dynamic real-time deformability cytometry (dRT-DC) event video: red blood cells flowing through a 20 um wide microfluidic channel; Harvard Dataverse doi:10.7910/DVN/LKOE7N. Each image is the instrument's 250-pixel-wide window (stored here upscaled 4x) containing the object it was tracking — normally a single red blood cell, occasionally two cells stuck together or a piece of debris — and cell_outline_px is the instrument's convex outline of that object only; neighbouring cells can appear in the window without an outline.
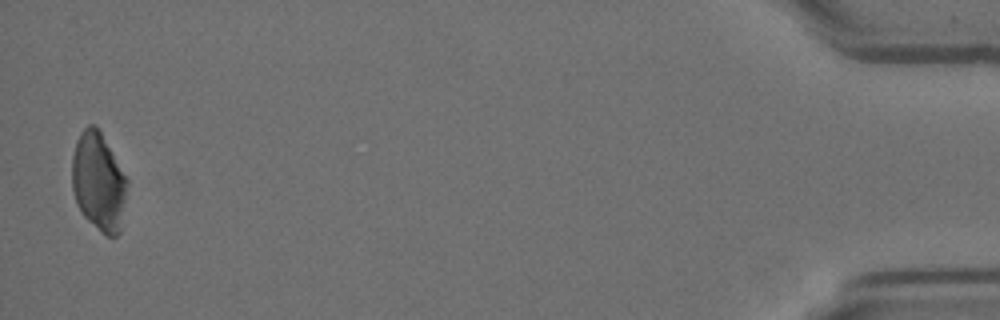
{"species": "Egyptian fruit bat (a non-hibernating species)", "species_latin": "Rousettus aegyptiacus", "temperature_condition": "room temperature", "stored_images_in_passage": 15, "camera_frame_rate_fps": 3000, "um_per_image_px": 0.085, "animal": {"sex": "female"}, "frame": {"image": 1, "passage_image": 15, "time_ms": 4.667, "image_size_px": [1000, 320], "cell_outline_px": [[128, 180], [120, 232], [116, 236], [104, 236], [84, 216], [76, 204], [72, 188], [72, 156], [76, 140], [80, 132], [88, 124], [96, 124]], "centroid_in_image_um": [8.36, 15.45], "position_along_channel_um": 426.8, "area_um2": 31.67}}